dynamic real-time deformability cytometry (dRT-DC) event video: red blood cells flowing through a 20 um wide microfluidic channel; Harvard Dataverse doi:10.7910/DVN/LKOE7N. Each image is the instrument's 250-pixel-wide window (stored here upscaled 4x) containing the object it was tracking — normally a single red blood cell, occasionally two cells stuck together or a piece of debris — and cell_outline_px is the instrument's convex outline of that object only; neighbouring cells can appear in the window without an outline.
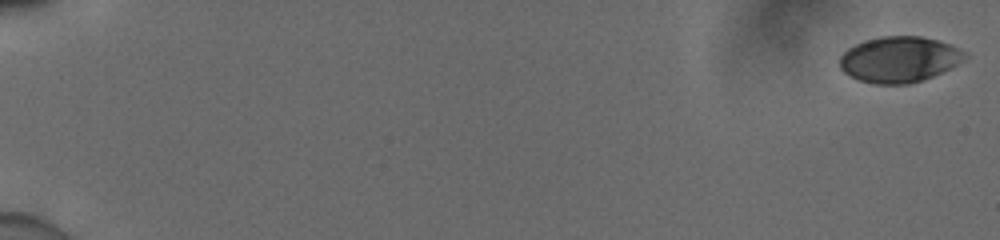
{"species": "human", "species_latin": "Homo sapiens", "temperature_condition": "cold", "stored_images_in_passage": 55, "camera_frame_rate_fps": 3000, "um_per_image_px": 0.085, "donor": {"sex": "male"}, "frame": {"image": 1, "passage_image": 1, "time_ms": 0.0, "image_size_px": [1000, 240], "cell_outline_px": [[968, 56], [964, 60], [924, 80], [908, 84], [872, 84], [860, 80], [844, 72], [840, 68], [840, 56], [848, 48], [864, 40], [880, 36], [920, 36], [936, 40], [948, 44], [964, 52]], "centroid_in_image_um": [76.4, 5.05], "position_along_channel_um": 8.6, "area_um2": 33.12}}
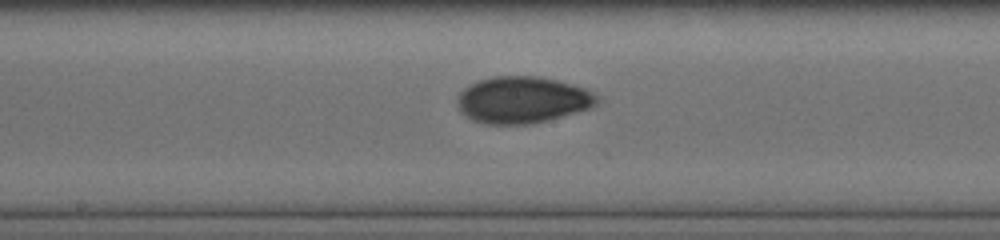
{"frame": {"image": 2, "passage_image": 32, "time_ms": 10.333, "image_size_px": [1000, 240], "cell_outline_px": [[600, 100], [596, 104], [588, 108], [548, 120], [532, 124], [484, 124], [472, 120], [456, 104], [456, 100], [460, 92], [464, 88], [480, 80], [496, 76], [540, 76], [556, 80], [584, 88], [592, 92]], "centroid_in_image_um": [44.39, 8.49], "position_along_channel_um": 203.8, "area_um2": 37.63}}
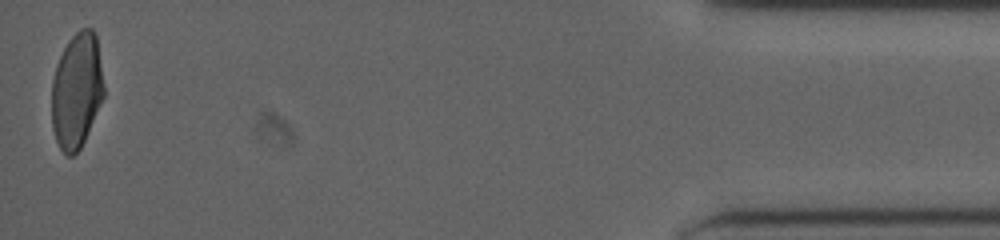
{"frame": {"image": 3, "passage_image": 55, "time_ms": 18.0, "image_size_px": [1000, 240], "cell_outline_px": [[104, 96], [84, 140], [80, 148], [72, 156], [68, 156], [60, 148], [56, 140], [52, 128], [52, 80], [56, 64], [68, 40], [80, 28], [92, 28], [96, 36], [104, 88]], "centroid_in_image_um": [6.5, 7.69], "position_along_channel_um": 428.7, "area_um2": 34.85}, "authors_computed_cell_mechanics": {"area_um2": 35.547, "velocity_mm_per_s": 3.9141, "shape_relaxation_time_tau1_ms": 3.8391, "shape_relaxation_time_tau2_ms": 1.7232, "deformation_change_tau1": 0.1423, "deformation_change_tau2": 0.0463}}